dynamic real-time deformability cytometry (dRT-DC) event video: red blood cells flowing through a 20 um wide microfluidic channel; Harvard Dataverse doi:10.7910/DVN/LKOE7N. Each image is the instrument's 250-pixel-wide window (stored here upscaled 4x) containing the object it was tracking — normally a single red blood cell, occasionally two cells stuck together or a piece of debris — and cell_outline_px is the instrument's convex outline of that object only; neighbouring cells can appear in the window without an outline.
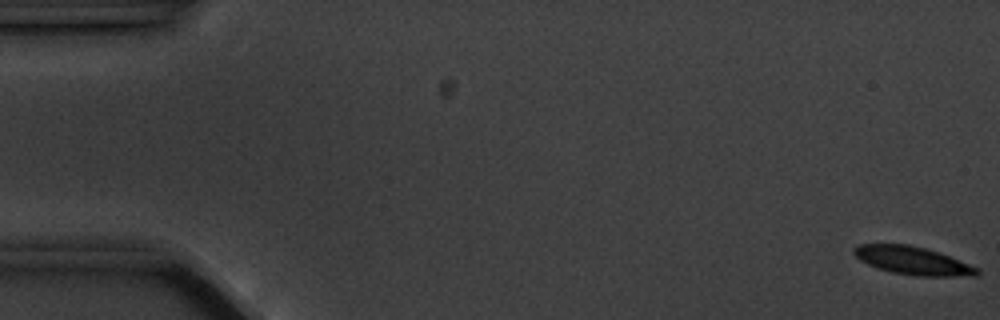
{"species": "common noctule bat (a hibernating species)", "species_latin": "Nyctalus noctula", "temperature_condition": "cold", "stored_images_in_passage": 57, "camera_frame_rate_fps": 3000, "um_per_image_px": 0.085, "animal": {"sex": "male", "body_mass_g": 20.1, "forearm_length_mm": 53.5}, "frame": {"image": 1, "passage_image": 1, "time_ms": 0.0, "image_size_px": [1000, 320], "cell_outline_px": [[980, 272], [976, 276], [916, 276], [892, 272], [876, 268], [860, 260], [852, 252], [852, 248], [860, 244], [908, 244], [940, 252], [980, 268]], "centroid_in_image_um": [77.6, 22.15], "position_along_channel_um": 7.4, "area_um2": 20.29}}
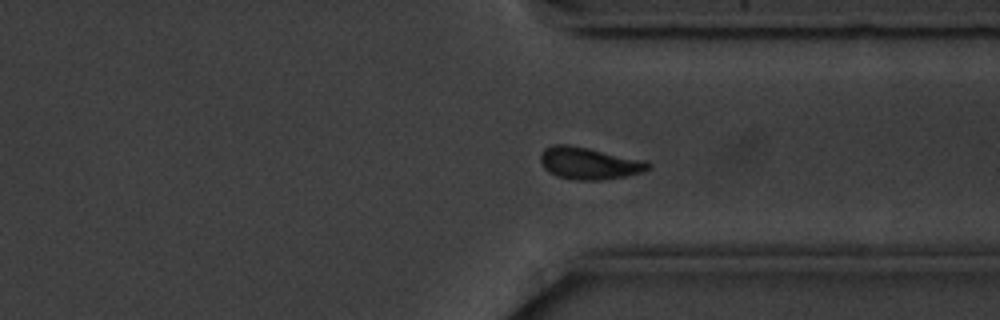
{"frame": {"image": 2, "passage_image": 43, "time_ms": 14.0, "image_size_px": [1000, 320], "cell_outline_px": [[652, 168], [644, 172], [604, 180], [576, 180], [556, 176], [548, 172], [544, 168], [540, 160], [540, 156], [544, 148], [552, 144], [568, 144], [648, 160], [652, 164]], "centroid_in_image_um": [50.11, 13.87], "position_along_channel_um": 361.3, "area_um2": 20.52}}
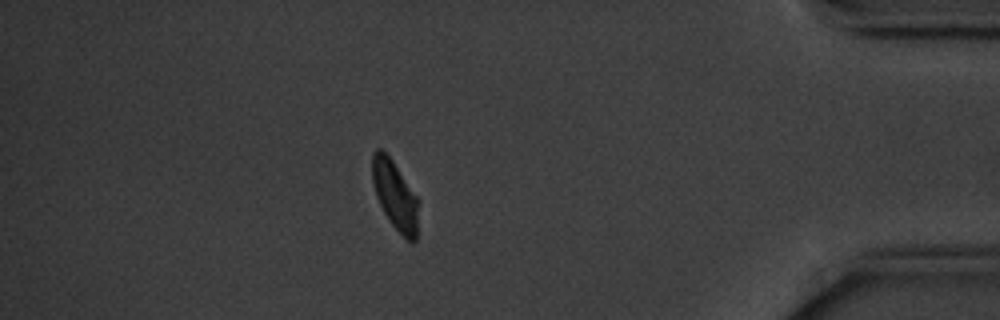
{"frame": {"image": 3, "passage_image": 50, "time_ms": 16.333, "image_size_px": [1000, 320], "cell_outline_px": [[416, 240], [412, 244], [388, 220], [376, 196], [372, 180], [372, 152], [376, 148], [380, 148], [392, 160], [416, 196]], "centroid_in_image_um": [33.52, 16.56], "position_along_channel_um": 401.7, "area_um2": 17.86}, "authors_computed_cell_mechanics": {"area_um2": 20.2878, "velocity_mm_per_s": 3.5071, "shape_relaxation_time_tau1_ms": 2.2773, "shape_relaxation_time_tau2_ms": null, "deformation_change_tau1": 0.1097, "deformation_change_tau2": null}}